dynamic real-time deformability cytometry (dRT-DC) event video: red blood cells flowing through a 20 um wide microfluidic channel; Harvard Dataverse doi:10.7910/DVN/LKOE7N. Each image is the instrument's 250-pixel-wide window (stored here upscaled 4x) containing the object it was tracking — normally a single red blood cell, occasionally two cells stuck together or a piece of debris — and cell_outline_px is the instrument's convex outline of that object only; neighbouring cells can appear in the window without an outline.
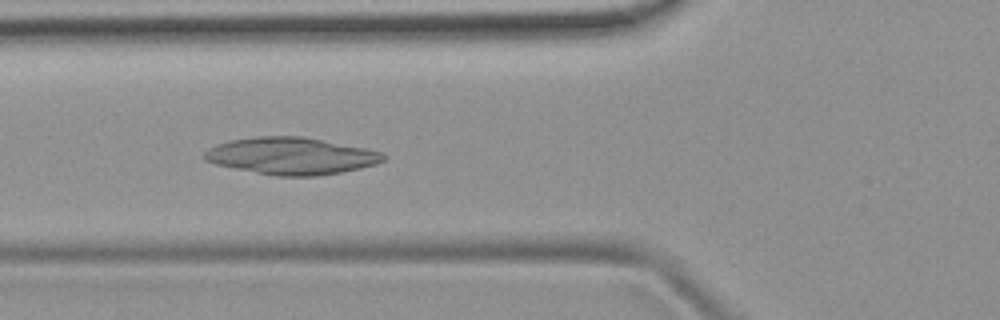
{"species": "common noctule bat (a hibernating species)", "species_latin": "Nyctalus noctula", "temperature_condition": "room temperature", "stored_images_in_passage": 43, "camera_frame_rate_fps": 3000, "um_per_image_px": 0.085, "animal": {"sex": "female", "body_mass_g": 19.9}, "frame": {"image": 1, "passage_image": 14, "time_ms": 4.333, "image_size_px": [1000, 320], "cell_outline_px": [[388, 156], [384, 160], [376, 164], [360, 168], [340, 172], [316, 176], [276, 176], [216, 164], [204, 160], [204, 152], [208, 148], [216, 144], [228, 140], [256, 136], [300, 136], [368, 148], [384, 152]], "centroid_in_image_um": [24.78, 13.24], "position_along_channel_um": 101.0, "area_um2": 38.67}}
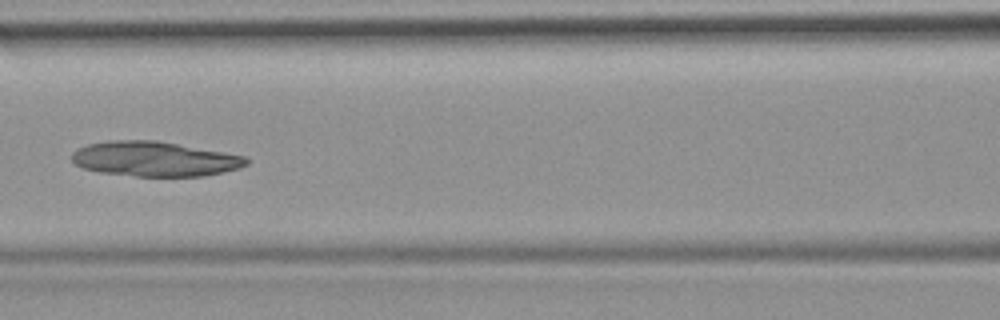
{"frame": {"image": 2, "passage_image": 18, "time_ms": 5.667, "image_size_px": [1000, 320], "cell_outline_px": [[248, 164], [240, 168], [224, 172], [204, 176], [136, 176], [100, 172], [84, 168], [76, 164], [72, 160], [72, 152], [88, 144], [108, 140], [156, 140], [224, 152], [244, 156], [248, 160]], "centroid_in_image_um": [13.15, 13.51], "position_along_channel_um": 153.4, "area_um2": 35.32}}
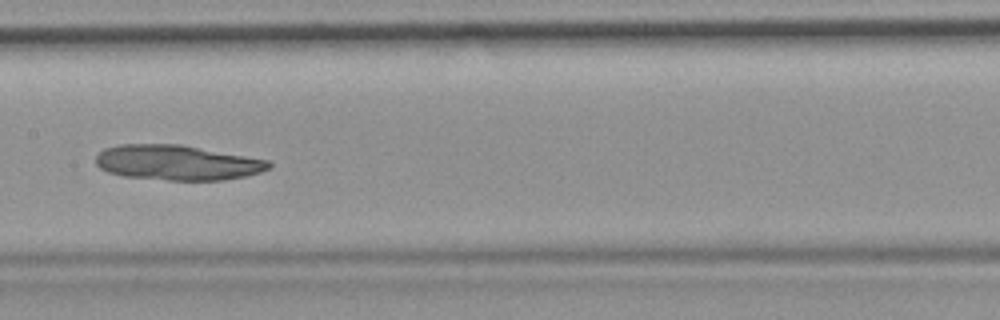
{"frame": {"image": 3, "passage_image": 21, "time_ms": 6.667, "image_size_px": [1000, 320], "cell_outline_px": [[272, 168], [260, 172], [244, 176], [220, 180], [168, 180], [124, 176], [108, 172], [100, 168], [96, 164], [96, 156], [104, 148], [120, 144], [180, 144], [268, 160], [272, 164]], "centroid_in_image_um": [15.05, 13.82], "position_along_channel_um": 192.4, "area_um2": 35.26}}